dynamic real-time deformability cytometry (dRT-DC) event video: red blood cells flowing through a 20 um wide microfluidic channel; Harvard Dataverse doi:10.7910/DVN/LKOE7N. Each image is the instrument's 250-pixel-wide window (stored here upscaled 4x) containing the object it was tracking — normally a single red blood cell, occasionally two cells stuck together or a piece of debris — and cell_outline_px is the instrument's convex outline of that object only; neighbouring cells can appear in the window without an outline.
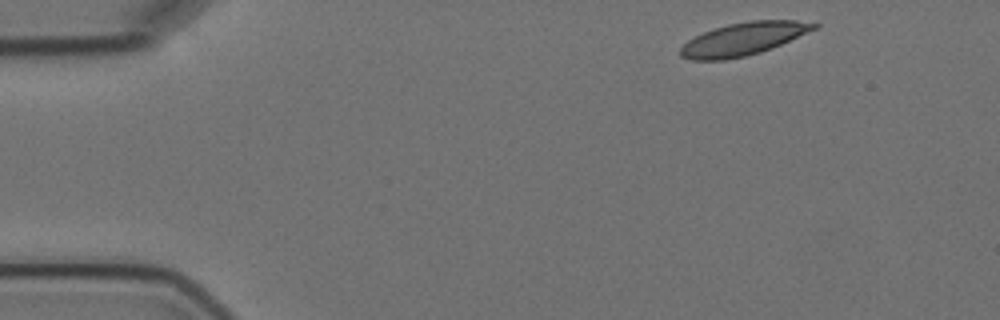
{"species": "Egyptian fruit bat (a non-hibernating species)", "species_latin": "Rousettus aegyptiacus", "temperature_condition": "cold", "stored_images_in_passage": 2, "camera_frame_rate_fps": 3000, "um_per_image_px": 0.085, "animal": {"sex": "female"}, "frame": {"image": 1, "passage_image": 1, "time_ms": 0.0, "image_size_px": [1000, 320], "cell_outline_px": [[820, 24], [816, 28], [772, 48], [760, 52], [744, 56], [724, 60], [692, 60], [680, 56], [680, 48], [688, 40], [704, 32], [728, 24], [748, 20], [796, 20]], "centroid_in_image_um": [63.17, 3.31], "position_along_channel_um": 21.8, "area_um2": 25.2}}